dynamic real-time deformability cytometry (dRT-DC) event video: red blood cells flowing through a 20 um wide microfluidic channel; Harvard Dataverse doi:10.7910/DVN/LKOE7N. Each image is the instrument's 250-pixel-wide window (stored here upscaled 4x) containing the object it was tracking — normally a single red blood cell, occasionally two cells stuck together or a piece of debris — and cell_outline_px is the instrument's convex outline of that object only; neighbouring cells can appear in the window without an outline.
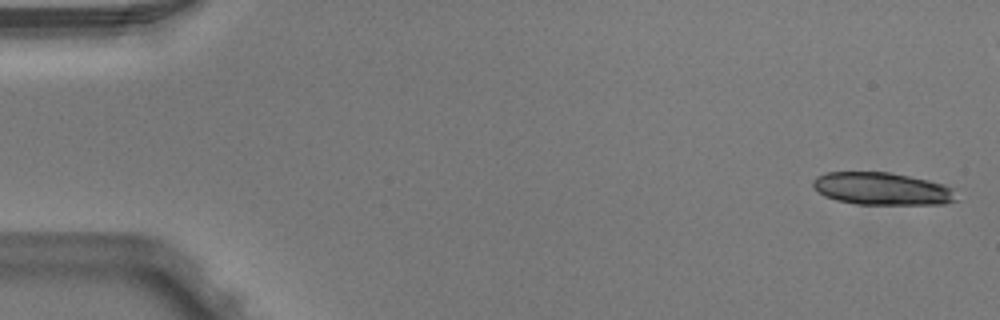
{"species": "Egyptian fruit bat (a non-hibernating species)", "species_latin": "Rousettus aegyptiacus", "temperature_condition": "warm", "stored_images_in_passage": 4, "camera_frame_rate_fps": 3000, "um_per_image_px": 0.085, "animal": {"sex": "male"}, "frame": {"image": 1, "passage_image": 1, "time_ms": 0.0, "image_size_px": [1000, 320], "cell_outline_px": [[956, 200], [944, 204], [856, 204], [836, 200], [824, 196], [812, 184], [812, 180], [816, 176], [824, 172], [892, 172], [928, 180], [944, 184], [956, 188]], "centroid_in_image_um": [75.0, 16.03], "position_along_channel_um": 10.0, "area_um2": 27.4}}